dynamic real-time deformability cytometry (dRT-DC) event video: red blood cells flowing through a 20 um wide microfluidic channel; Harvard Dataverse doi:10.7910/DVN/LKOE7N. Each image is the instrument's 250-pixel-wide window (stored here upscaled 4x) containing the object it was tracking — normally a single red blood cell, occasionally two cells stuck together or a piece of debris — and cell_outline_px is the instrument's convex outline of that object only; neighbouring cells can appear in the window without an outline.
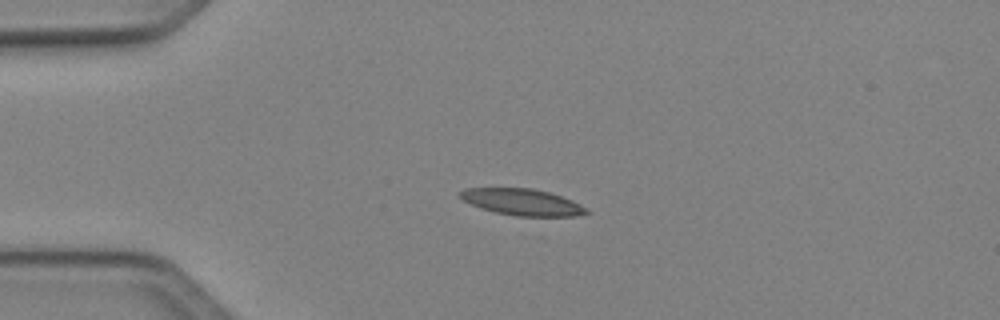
{"species": "Egyptian fruit bat (a non-hibernating species)", "species_latin": "Rousettus aegyptiacus", "temperature_condition": "cold", "stored_images_in_passage": 39, "camera_frame_rate_fps": 3000, "um_per_image_px": 0.085, "animal": {"sex": "female"}, "frame": {"image": 1, "passage_image": 1, "time_ms": 0.0, "image_size_px": [1000, 320], "cell_outline_px": [[588, 212], [576, 216], [516, 216], [496, 212], [472, 204], [464, 200], [460, 196], [460, 192], [464, 188], [532, 188], [548, 192], [572, 200], [588, 208]], "centroid_in_image_um": [44.42, 17.17], "position_along_channel_um": 40.6, "area_um2": 19.19}}
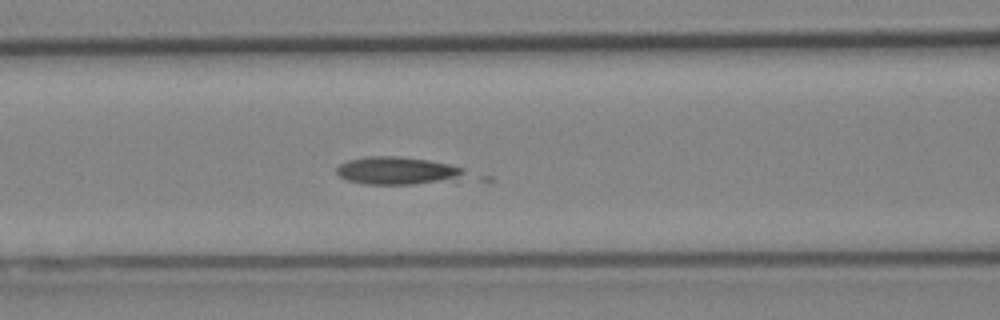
{"frame": {"image": 2, "passage_image": 10, "time_ms": 3.0, "image_size_px": [1000, 320], "cell_outline_px": [[464, 172], [456, 176], [416, 184], [364, 184], [348, 180], [340, 176], [336, 172], [336, 168], [340, 164], [348, 160], [368, 156], [396, 156], [428, 160], [448, 164], [464, 168]], "centroid_in_image_um": [33.6, 14.48], "position_along_channel_um": 133.0, "area_um2": 19.88}}
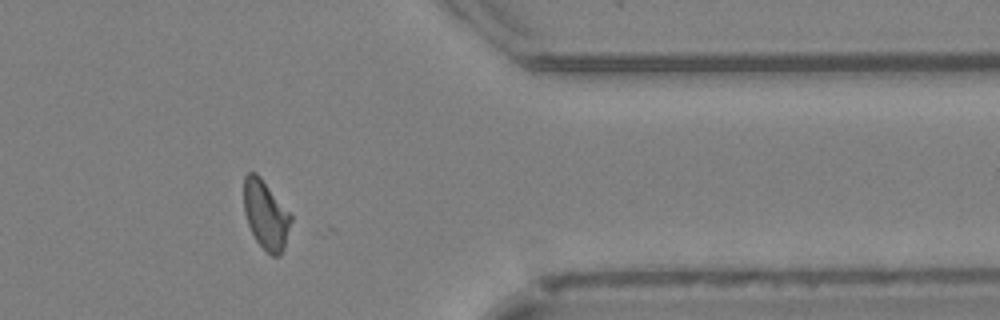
{"frame": {"image": 3, "passage_image": 30, "time_ms": 9.667, "image_size_px": [1000, 320], "cell_outline_px": [[292, 220], [284, 248], [280, 256], [272, 256], [256, 240], [248, 224], [244, 212], [244, 176], [248, 172], [256, 172], [260, 176], [292, 216]], "centroid_in_image_um": [22.59, 18.25], "position_along_channel_um": 388.8, "area_um2": 18.67}}